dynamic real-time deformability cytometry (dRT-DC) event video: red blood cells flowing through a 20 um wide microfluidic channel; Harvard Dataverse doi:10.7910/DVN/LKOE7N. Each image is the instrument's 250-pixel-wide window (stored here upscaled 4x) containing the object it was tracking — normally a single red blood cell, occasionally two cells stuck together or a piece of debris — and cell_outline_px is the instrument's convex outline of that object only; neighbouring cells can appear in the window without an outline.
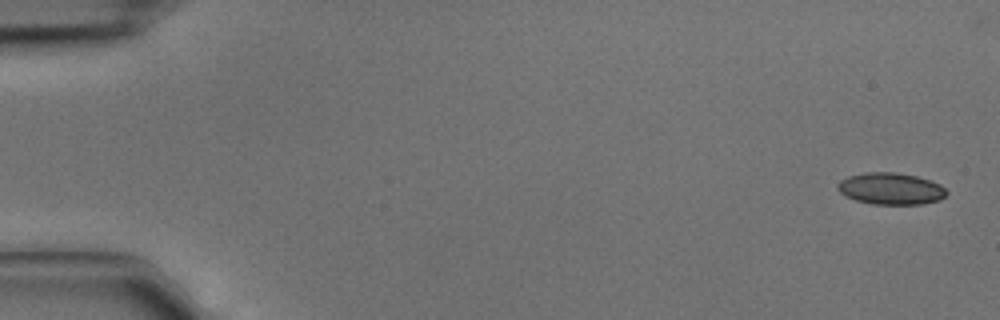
{"species": "common noctule bat (a hibernating species)", "species_latin": "Nyctalus noctula", "temperature_condition": "cold", "stored_images_in_passage": 4, "camera_frame_rate_fps": 3000, "um_per_image_px": 0.085, "animal": {"sex": "male", "body_mass_g": 15.6}, "frame": {"image": 1, "passage_image": 1, "time_ms": 0.0, "image_size_px": [1000, 320], "cell_outline_px": [[948, 192], [940, 200], [924, 204], [872, 204], [856, 200], [840, 192], [836, 188], [836, 184], [840, 180], [848, 176], [864, 172], [896, 172], [916, 176], [940, 184]], "centroid_in_image_um": [75.7, 16.03], "position_along_channel_um": 9.3, "area_um2": 20.17}}
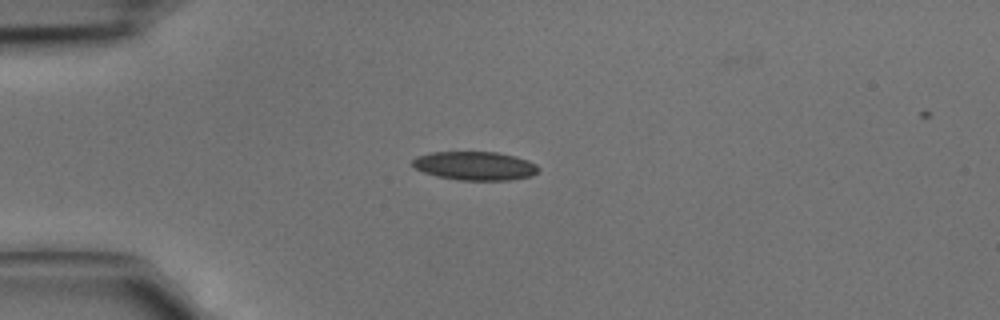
{"frame": {"image": 2, "passage_image": 4, "time_ms": 1.0, "image_size_px": [1000, 320], "cell_outline_px": [[540, 168], [532, 176], [508, 180], [460, 180], [436, 176], [424, 172], [416, 168], [412, 164], [412, 160], [416, 156], [428, 152], [496, 152], [516, 156], [528, 160], [536, 164]], "centroid_in_image_um": [40.37, 14.09], "position_along_channel_um": 44.6, "area_um2": 21.1}}